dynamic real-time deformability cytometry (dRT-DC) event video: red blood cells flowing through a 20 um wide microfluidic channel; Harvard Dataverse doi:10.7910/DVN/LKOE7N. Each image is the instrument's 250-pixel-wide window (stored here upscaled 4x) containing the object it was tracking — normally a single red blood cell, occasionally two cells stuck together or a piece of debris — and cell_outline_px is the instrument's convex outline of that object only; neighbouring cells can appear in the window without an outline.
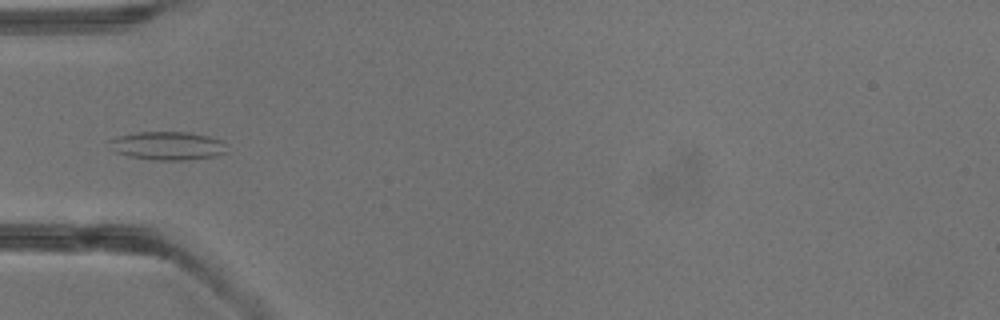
{"species": "common noctule bat (a hibernating species)", "species_latin": "Nyctalus noctula", "temperature_condition": "warm", "stored_images_in_passage": 2, "camera_frame_rate_fps": 3000, "um_per_image_px": 0.085, "animal": {"sex": "male", "body_mass_g": 13.3}, "frame": {"image": 1, "passage_image": 2, "time_ms": 1.333, "image_size_px": [1000, 320], "cell_outline_px": [[224, 152], [216, 156], [184, 160], [156, 160], [132, 156], [116, 152], [108, 140], [120, 136], [136, 132], [188, 132], [208, 136], [220, 140], [224, 144]], "centroid_in_image_um": [14.25, 12.38], "position_along_channel_um": 70.8, "area_um2": 18.96}}